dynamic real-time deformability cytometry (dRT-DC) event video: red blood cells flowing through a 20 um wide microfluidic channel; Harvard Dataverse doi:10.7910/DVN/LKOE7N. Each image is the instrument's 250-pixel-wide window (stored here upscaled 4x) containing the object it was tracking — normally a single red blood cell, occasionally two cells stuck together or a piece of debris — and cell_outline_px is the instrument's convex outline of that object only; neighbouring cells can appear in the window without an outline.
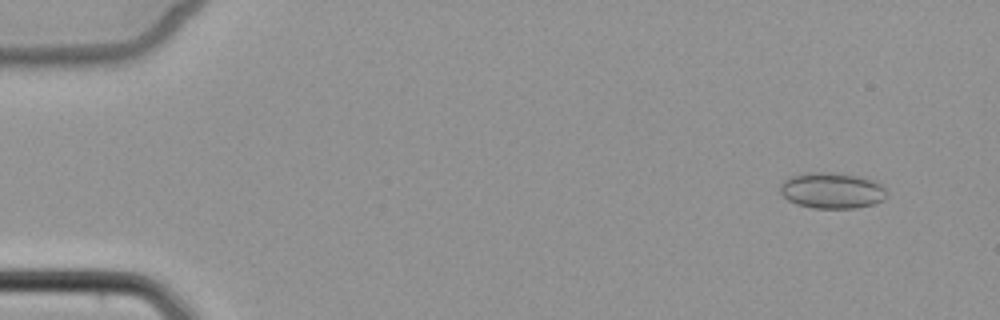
{"species": "common noctule bat (a hibernating species)", "species_latin": "Nyctalus noctula", "temperature_condition": "cold", "stored_images_in_passage": 7, "camera_frame_rate_fps": 3000, "um_per_image_px": 0.085, "animal": {"sex": "female", "body_mass_g": 22.7, "forearm_length_mm": 54.2}, "frame": {"image": 1, "passage_image": 1, "time_ms": 0.0, "image_size_px": [1000, 320], "cell_outline_px": [[884, 200], [876, 204], [856, 208], [816, 208], [796, 204], [788, 200], [780, 192], [780, 184], [784, 180], [792, 176], [804, 172], [832, 172], [860, 176], [876, 180], [884, 188]], "centroid_in_image_um": [70.71, 16.18], "position_along_channel_um": 14.3, "area_um2": 22.48}}
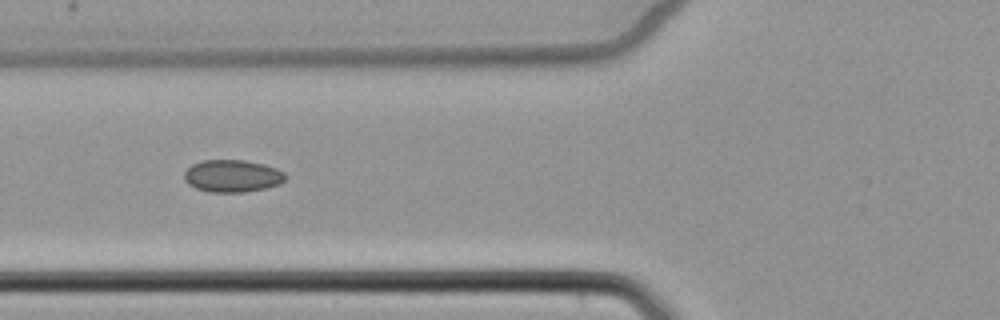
{"frame": {"image": 2, "passage_image": 6, "time_ms": 5.667, "image_size_px": [1000, 320], "cell_outline_px": [[288, 176], [280, 184], [264, 188], [244, 192], [208, 192], [196, 188], [188, 184], [184, 180], [184, 172], [192, 164], [204, 160], [244, 160], [264, 164], [276, 168], [284, 172]], "centroid_in_image_um": [19.75, 14.95], "position_along_channel_um": 106.1, "area_um2": 19.13}}
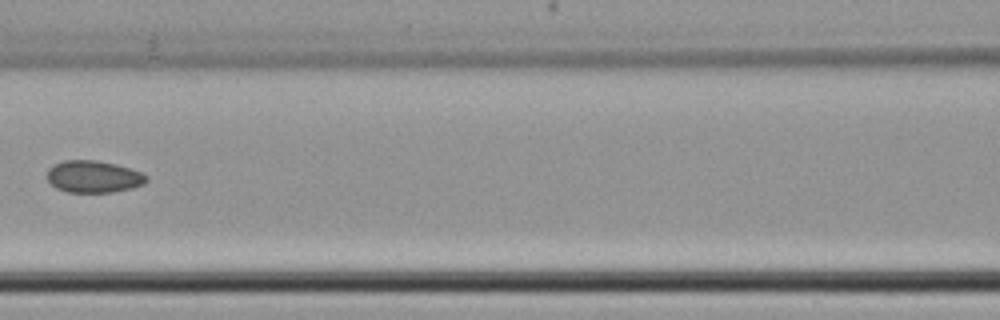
{"frame": {"image": 3, "passage_image": 7, "time_ms": 7.0, "image_size_px": [1000, 320], "cell_outline_px": [[148, 180], [144, 184], [132, 188], [112, 192], [68, 192], [56, 188], [48, 180], [48, 168], [52, 164], [64, 160], [96, 160], [116, 164], [140, 172], [148, 176]], "centroid_in_image_um": [7.94, 15.01], "position_along_channel_um": 158.7, "area_um2": 18.55}}